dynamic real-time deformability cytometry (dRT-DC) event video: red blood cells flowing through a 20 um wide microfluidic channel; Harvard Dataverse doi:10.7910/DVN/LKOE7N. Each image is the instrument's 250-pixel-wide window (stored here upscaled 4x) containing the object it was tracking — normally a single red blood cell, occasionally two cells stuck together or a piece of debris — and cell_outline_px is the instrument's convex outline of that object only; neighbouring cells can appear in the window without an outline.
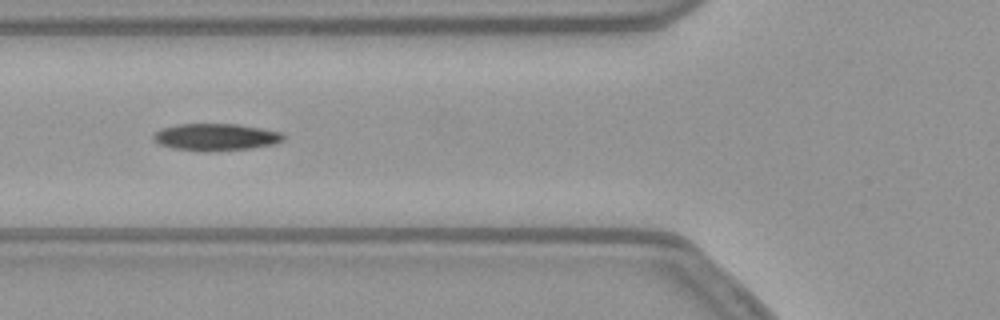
{"species": "common noctule bat (a hibernating species)", "species_latin": "Nyctalus noctula", "temperature_condition": "warm", "stored_images_in_passage": 38, "camera_frame_rate_fps": 3000, "um_per_image_px": 0.085, "animal": {"sex": "female", "body_mass_g": 21.9}, "frame": {"image": 1, "passage_image": 6, "time_ms": 1.667, "image_size_px": [1000, 320], "cell_outline_px": [[284, 140], [272, 144], [252, 148], [208, 152], [204, 152], [172, 148], [160, 144], [152, 140], [152, 132], [160, 128], [176, 124], [236, 124], [260, 128], [280, 132], [284, 136]], "centroid_in_image_um": [18.26, 11.65], "position_along_channel_um": 107.5, "area_um2": 20.69}, "authors_computed_cell_mechanics": {"area_um2": 20.2589, "velocity_mm_per_s": 3.8117, "shape_relaxation_time_tau1_ms": 4.0239, "shape_relaxation_time_tau2_ms": null, "deformation_change_tau1": 0.15, "deformation_change_tau2": null}}